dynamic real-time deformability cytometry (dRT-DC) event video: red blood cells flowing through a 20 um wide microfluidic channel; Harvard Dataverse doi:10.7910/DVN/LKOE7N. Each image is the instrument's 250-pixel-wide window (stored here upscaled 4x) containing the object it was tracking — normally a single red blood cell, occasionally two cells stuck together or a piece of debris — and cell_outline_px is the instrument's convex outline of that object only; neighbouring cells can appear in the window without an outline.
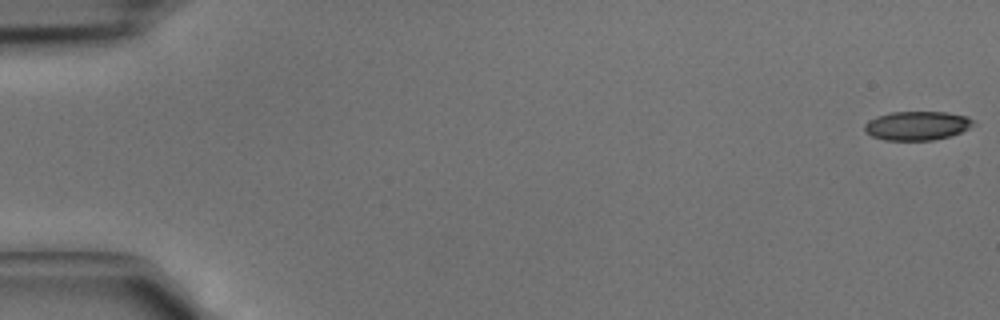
{"species": "common noctule bat (a hibernating species)", "species_latin": "Nyctalus noctula", "temperature_condition": "cold", "stored_images_in_passage": 43, "camera_frame_rate_fps": 3000, "um_per_image_px": 0.085, "animal": {"sex": "male", "body_mass_g": 15.6}, "frame": {"image": 1, "passage_image": 1, "time_ms": 0.0, "image_size_px": [1000, 320], "cell_outline_px": [[976, 124], [960, 132], [948, 136], [932, 140], [884, 140], [872, 136], [864, 128], [864, 124], [868, 120], [876, 116], [892, 112], [948, 112], [968, 116]], "centroid_in_image_um": [77.95, 10.67], "position_along_channel_um": 7.1, "area_um2": 18.26}}
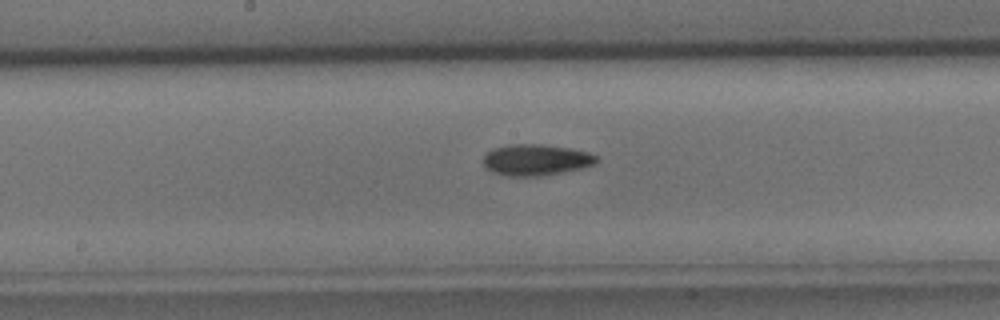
{"frame": {"image": 2, "passage_image": 23, "time_ms": 7.333, "image_size_px": [1000, 320], "cell_outline_px": [[600, 160], [596, 164], [580, 168], [540, 176], [504, 176], [492, 172], [484, 168], [484, 156], [492, 148], [508, 144], [540, 144], [572, 148], [588, 152], [600, 156]], "centroid_in_image_um": [45.57, 13.58], "position_along_channel_um": 202.6, "area_um2": 20.87}}
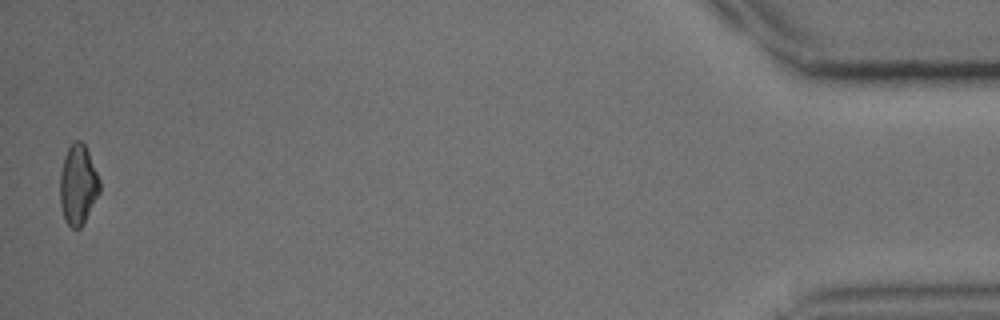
{"frame": {"image": 3, "passage_image": 43, "time_ms": 14.0, "image_size_px": [1000, 320], "cell_outline_px": [[100, 192], [80, 228], [72, 228], [64, 220], [60, 204], [60, 172], [64, 156], [68, 148], [76, 140], [80, 140], [84, 144], [88, 152], [100, 180]], "centroid_in_image_um": [6.62, 15.71], "position_along_channel_um": 428.6, "area_um2": 18.32}}